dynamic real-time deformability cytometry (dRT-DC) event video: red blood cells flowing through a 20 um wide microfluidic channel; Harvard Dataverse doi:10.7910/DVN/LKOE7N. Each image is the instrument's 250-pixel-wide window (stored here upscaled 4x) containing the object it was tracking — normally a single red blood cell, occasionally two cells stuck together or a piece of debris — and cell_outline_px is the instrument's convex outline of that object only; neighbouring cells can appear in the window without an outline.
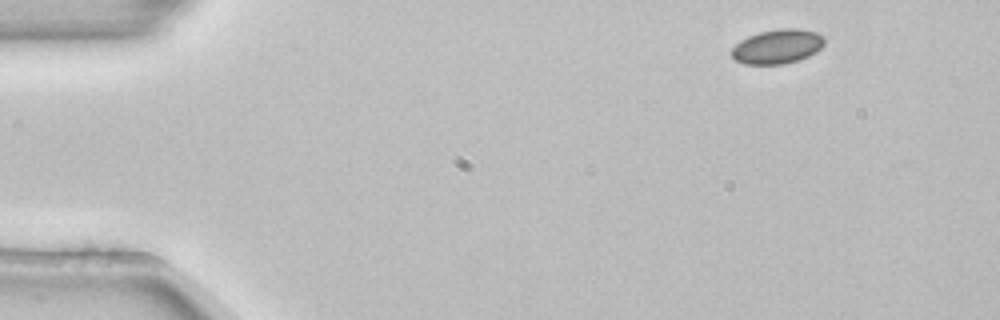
{"species": "common noctule bat (a hibernating species)", "species_latin": "Nyctalus noctula", "temperature_condition": "room temperature", "stored_images_in_passage": 4, "camera_frame_rate_fps": 3000, "um_per_image_px": 0.085, "animal": {"sex": "female", "body_mass_g": 22.7, "forearm_length_mm": 54.2}, "frame": {"image": 1, "passage_image": 1, "time_ms": 0.0, "image_size_px": [1000, 320], "cell_outline_px": [[824, 44], [816, 52], [808, 56], [796, 60], [780, 64], [744, 64], [736, 60], [732, 56], [732, 48], [740, 40], [748, 36], [760, 32], [780, 28], [800, 28], [816, 32], [824, 36]], "centroid_in_image_um": [66.09, 3.94], "position_along_channel_um": 18.9, "area_um2": 18.5}}
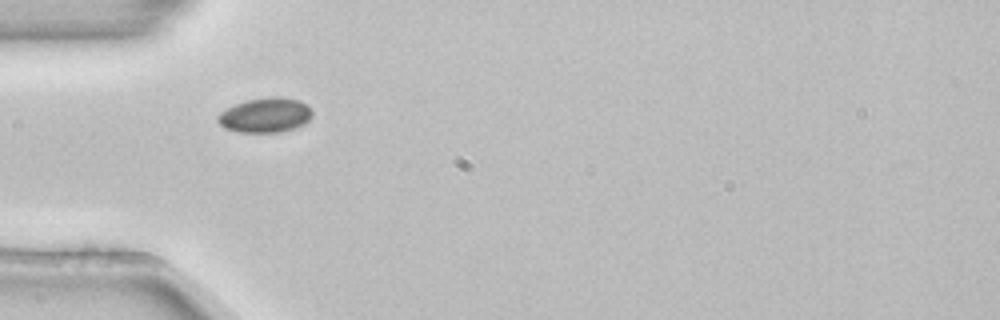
{"frame": {"image": 2, "passage_image": 3, "time_ms": 0.667, "image_size_px": [1000, 320], "cell_outline_px": [[312, 116], [304, 124], [296, 128], [280, 132], [240, 132], [224, 128], [216, 120], [216, 116], [220, 112], [236, 104], [248, 100], [272, 96], [280, 96], [300, 100], [308, 104], [312, 112]], "centroid_in_image_um": [22.57, 9.78], "position_along_channel_um": 62.4, "area_um2": 19.25}}